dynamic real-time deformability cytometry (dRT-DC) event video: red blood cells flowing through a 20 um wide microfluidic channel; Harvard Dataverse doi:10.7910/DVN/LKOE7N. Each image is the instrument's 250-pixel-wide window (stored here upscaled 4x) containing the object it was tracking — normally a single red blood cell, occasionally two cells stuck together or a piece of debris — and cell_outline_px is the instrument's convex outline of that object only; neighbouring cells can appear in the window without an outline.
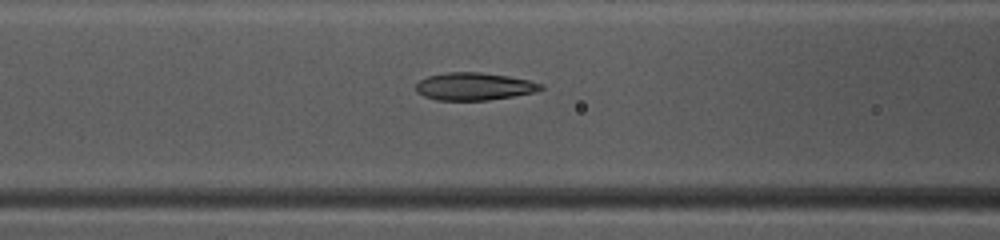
{"species": "common noctule bat (a hibernating species)", "species_latin": "Nyctalus noctula", "temperature_condition": "warm", "stored_images_in_passage": 38, "camera_frame_rate_fps": 3000, "um_per_image_px": 0.085, "animal": {"sex": "female", "body_mass_g": 10.0, "forearm_length_mm": 53.1}, "frame": {"image": 1, "passage_image": 10, "time_ms": 3.0, "image_size_px": [1000, 240], "cell_outline_px": [[544, 88], [536, 92], [488, 100], [436, 100], [424, 96], [416, 92], [416, 84], [420, 80], [428, 76], [444, 72], [480, 72], [508, 76], [528, 80], [544, 84]], "centroid_in_image_um": [40.3, 7.34], "position_along_channel_um": 126.3, "area_um2": 20.11}}
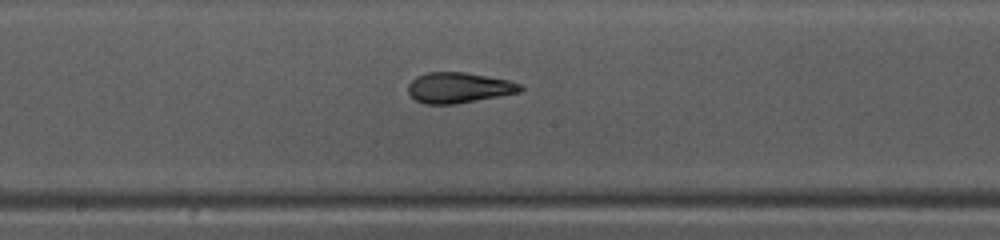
{"frame": {"image": 2, "passage_image": 16, "time_ms": 5.0, "image_size_px": [1000, 240], "cell_outline_px": [[524, 88], [520, 92], [456, 104], [424, 104], [416, 100], [408, 92], [408, 84], [416, 76], [428, 72], [464, 72], [508, 80], [520, 84]], "centroid_in_image_um": [38.97, 7.45], "position_along_channel_um": 209.2, "area_um2": 19.88}}
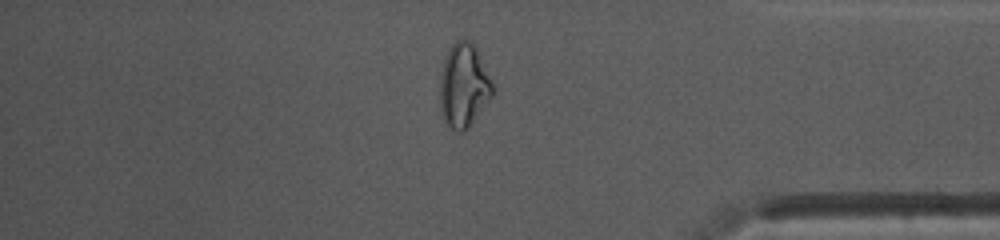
{"frame": {"image": 3, "passage_image": 31, "time_ms": 10.0, "image_size_px": [1000, 240], "cell_outline_px": [[496, 88], [492, 96], [468, 128], [464, 132], [456, 132], [444, 120], [440, 112], [440, 76], [444, 56], [452, 44], [456, 40], [468, 40], [476, 48]], "centroid_in_image_um": [39.41, 7.28], "position_along_channel_um": 395.8, "area_um2": 25.89}, "authors_computed_cell_mechanics": {"area_um2": 20.7213, "velocity_mm_per_s": 4.132, "shape_relaxation_time_tau1_ms": 8.7018, "shape_relaxation_time_tau2_ms": 1.3732, "deformation_change_tau1": 0.2388, "deformation_change_tau2": 0.0766}}